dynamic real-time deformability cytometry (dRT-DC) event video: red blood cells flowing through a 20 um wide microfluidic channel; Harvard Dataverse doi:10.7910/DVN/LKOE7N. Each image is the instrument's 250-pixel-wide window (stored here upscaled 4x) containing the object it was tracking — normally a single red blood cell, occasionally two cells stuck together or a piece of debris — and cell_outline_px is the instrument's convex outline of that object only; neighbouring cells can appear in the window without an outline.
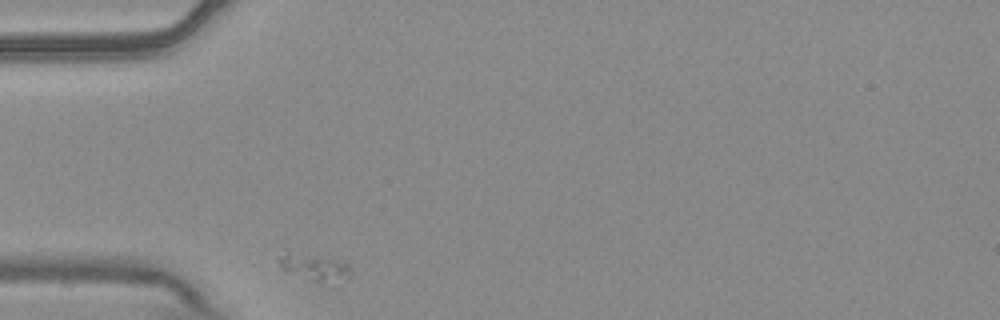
{"species": "common noctule bat (a hibernating species)", "species_latin": "Nyctalus noctula", "temperature_condition": "warm", "stored_images_in_passage": 1, "camera_frame_rate_fps": 3000, "um_per_image_px": 0.085, "animal": {"sex": "male", "body_mass_g": 20.4}, "frame": {"image": 1, "passage_image": 1, "time_ms": 0.0, "image_size_px": [1000, 320], "cell_outline_px": [[352, 272], [348, 276], [320, 280], [312, 280], [284, 272], [280, 268], [276, 260], [276, 256], [288, 252], [348, 264]], "centroid_in_image_um": [26.51, 22.69], "position_along_channel_um": 58.5, "area_um2": 10.0}}